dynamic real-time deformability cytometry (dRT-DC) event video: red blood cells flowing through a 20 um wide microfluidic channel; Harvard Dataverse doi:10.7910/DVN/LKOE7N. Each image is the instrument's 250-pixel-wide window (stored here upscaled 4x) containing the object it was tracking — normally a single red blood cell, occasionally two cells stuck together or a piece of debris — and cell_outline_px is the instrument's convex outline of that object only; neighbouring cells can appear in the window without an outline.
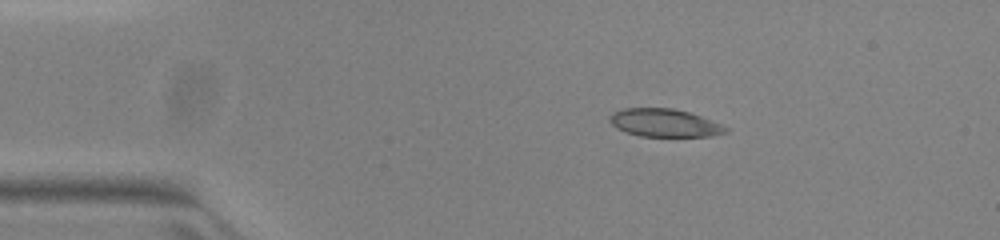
{"species": "common noctule bat (a hibernating species)", "species_latin": "Nyctalus noctula", "temperature_condition": "warm", "stored_images_in_passage": 49, "camera_frame_rate_fps": 3000, "um_per_image_px": 0.085, "animal": {"sex": "female", "body_mass_g": 23.0, "forearm_length_mm": 53.4}, "frame": {"image": 1, "passage_image": 7, "time_ms": 2.0, "image_size_px": [1000, 240], "cell_outline_px": [[728, 132], [712, 136], [640, 136], [616, 128], [612, 124], [608, 116], [612, 112], [624, 108], [672, 108], [688, 112], [700, 116], [720, 124], [728, 128]], "centroid_in_image_um": [56.46, 10.44], "position_along_channel_um": 28.5, "area_um2": 18.73}}
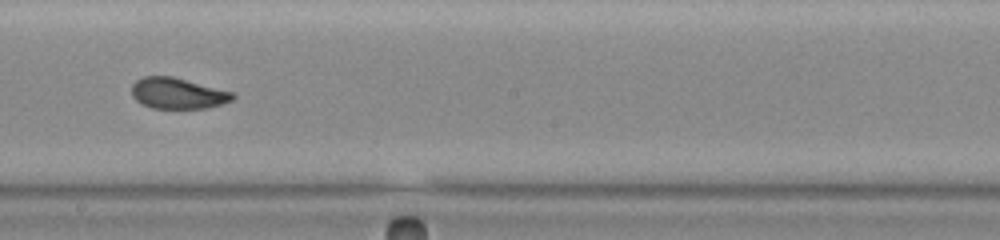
{"frame": {"image": 2, "passage_image": 27, "time_ms": 8.667, "image_size_px": [1000, 240], "cell_outline_px": [[236, 96], [232, 100], [208, 108], [152, 108], [136, 100], [132, 96], [132, 84], [136, 80], [144, 76], [172, 76], [236, 92]], "centroid_in_image_um": [15.14, 7.92], "position_along_channel_um": 233.1, "area_um2": 18.32}}
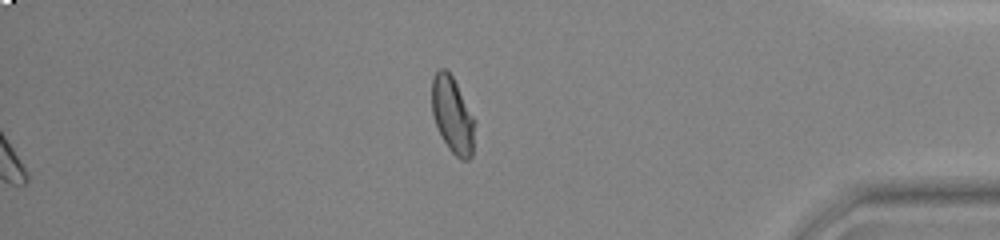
{"frame": {"image": 3, "passage_image": 42, "time_ms": 13.667, "image_size_px": [1000, 240], "cell_outline_px": [[476, 120], [472, 156], [468, 160], [460, 160], [448, 148], [436, 124], [432, 112], [432, 80], [436, 72], [440, 68], [444, 68], [452, 76]], "centroid_in_image_um": [38.49, 9.8], "position_along_channel_um": 396.7, "area_um2": 19.02}, "authors_computed_cell_mechanics": {"area_um2": 19.1318, "velocity_mm_per_s": 3.9599, "shape_relaxation_time_tau1_ms": 4.1015, "shape_relaxation_time_tau2_ms": 1.625, "deformation_change_tau1": 0.1488, "deformation_change_tau2": 0.057}}